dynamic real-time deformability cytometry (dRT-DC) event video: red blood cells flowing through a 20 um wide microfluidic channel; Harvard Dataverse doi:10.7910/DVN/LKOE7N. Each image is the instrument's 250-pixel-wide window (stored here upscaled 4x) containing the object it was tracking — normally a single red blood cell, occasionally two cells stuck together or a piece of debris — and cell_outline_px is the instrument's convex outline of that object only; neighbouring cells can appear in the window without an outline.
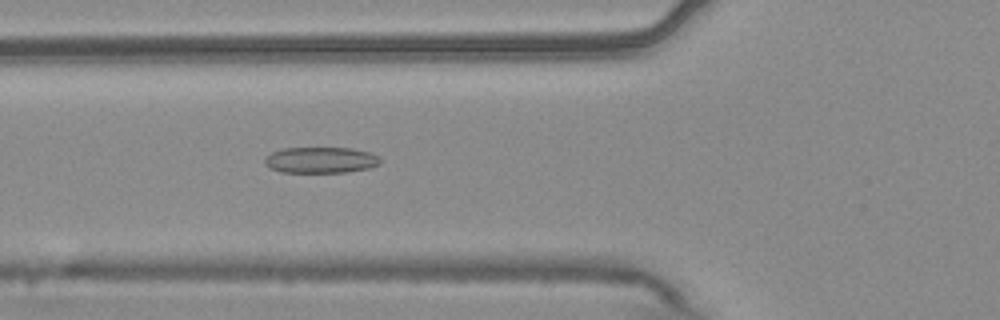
{"species": "common noctule bat (a hibernating species)", "species_latin": "Nyctalus noctula", "temperature_condition": "warm", "stored_images_in_passage": 55, "camera_frame_rate_fps": 3000, "um_per_image_px": 0.085, "animal": {"sex": "male", "body_mass_g": 20.4}, "frame": {"image": 1, "passage_image": 21, "time_ms": 6.667, "image_size_px": [1000, 320], "cell_outline_px": [[380, 164], [368, 168], [348, 172], [280, 172], [268, 168], [264, 164], [264, 160], [272, 152], [284, 148], [352, 148], [372, 152], [380, 156]], "centroid_in_image_um": [27.28, 13.6], "position_along_channel_um": 98.5, "area_um2": 17.69}}
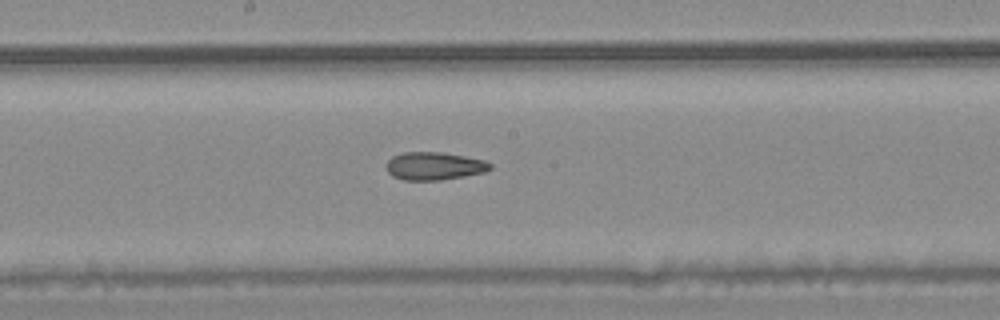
{"frame": {"image": 2, "passage_image": 30, "time_ms": 9.667, "image_size_px": [1000, 320], "cell_outline_px": [[492, 168], [484, 172], [464, 176], [440, 180], [404, 180], [392, 176], [388, 172], [388, 160], [392, 156], [404, 152], [444, 152], [484, 160], [492, 164]], "centroid_in_image_um": [36.92, 14.11], "position_along_channel_um": 211.3, "area_um2": 16.82}}
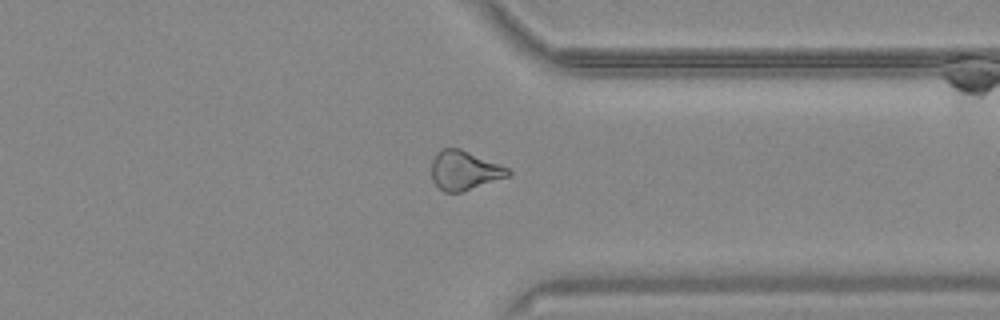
{"frame": {"image": 3, "passage_image": 43, "time_ms": 14.0, "image_size_px": [1000, 320], "cell_outline_px": [[512, 172], [508, 176], [460, 192], [444, 192], [432, 180], [432, 160], [436, 152], [444, 148], [460, 148], [508, 168]], "centroid_in_image_um": [39.44, 14.47], "position_along_channel_um": 372.0, "area_um2": 17.17}, "authors_computed_cell_mechanics": {"area_um2": 19.2474, "velocity_mm_per_s": 3.7437, "shape_relaxation_time_tau1_ms": null, "shape_relaxation_time_tau2_ms": 2.8252, "deformation_change_tau1": null, "deformation_change_tau2": 0.1031}}